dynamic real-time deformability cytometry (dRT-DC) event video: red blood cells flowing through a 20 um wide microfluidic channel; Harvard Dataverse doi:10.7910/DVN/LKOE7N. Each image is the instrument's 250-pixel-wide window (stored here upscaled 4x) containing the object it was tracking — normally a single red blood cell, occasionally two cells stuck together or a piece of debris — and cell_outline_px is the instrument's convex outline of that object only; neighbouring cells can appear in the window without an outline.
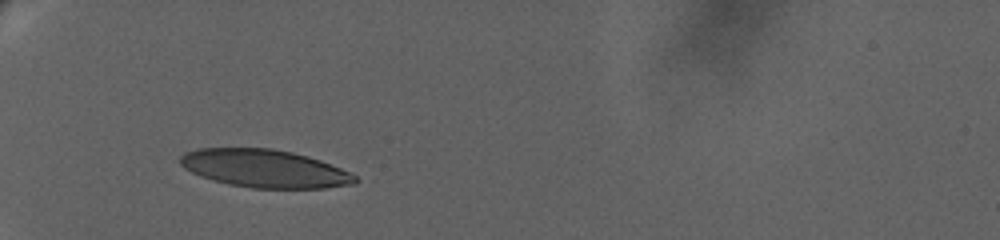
{"species": "human", "species_latin": "Homo sapiens", "temperature_condition": "warm", "stored_images_in_passage": 61, "camera_frame_rate_fps": 3000, "um_per_image_px": 0.085, "donor": {"sex": "female"}, "frame": {"image": 1, "passage_image": 1, "time_ms": 0.0, "image_size_px": [1000, 240], "cell_outline_px": [[360, 180], [356, 184], [324, 188], [252, 188], [212, 180], [200, 176], [184, 168], [180, 164], [180, 156], [184, 152], [196, 148], [272, 148], [292, 152], [308, 156], [320, 160], [352, 172]], "centroid_in_image_um": [22.52, 14.32], "position_along_channel_um": 62.5, "area_um2": 38.9}}
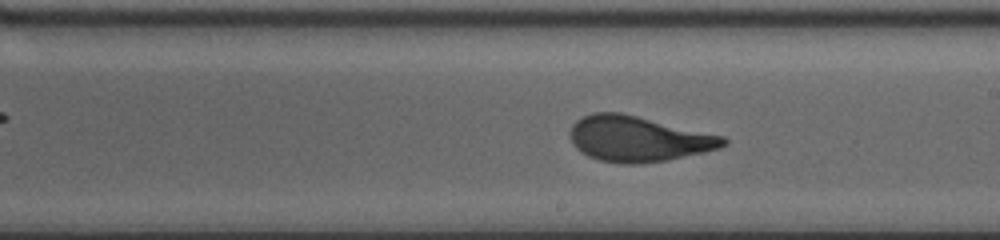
{"frame": {"image": 2, "passage_image": 30, "time_ms": 6.333, "image_size_px": [1000, 240], "cell_outline_px": [[728, 144], [720, 148], [704, 152], [668, 160], [636, 164], [620, 164], [600, 160], [588, 156], [580, 152], [572, 144], [568, 132], [572, 124], [576, 120], [584, 116], [596, 112], [620, 112], [724, 136], [728, 140]], "centroid_in_image_um": [54.23, 11.81], "position_along_channel_um": 234.8, "area_um2": 40.81}}
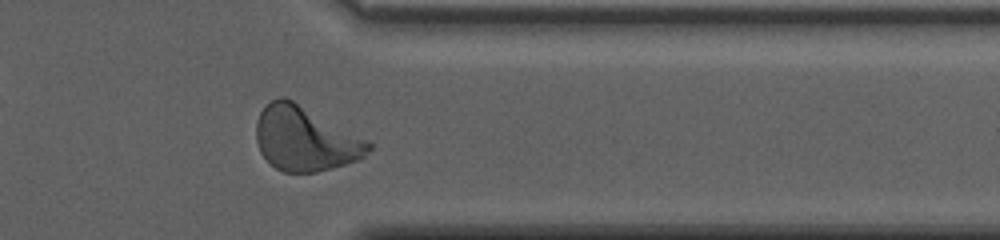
{"frame": {"image": 3, "passage_image": 53, "time_ms": 11.333, "image_size_px": [1000, 240], "cell_outline_px": [[372, 148], [360, 160], [332, 168], [316, 172], [284, 172], [276, 168], [260, 152], [256, 140], [256, 120], [260, 112], [272, 100], [280, 96], [284, 96], [292, 100], [368, 140], [372, 144]], "centroid_in_image_um": [25.94, 11.81], "position_along_channel_um": 385.5, "area_um2": 41.85}, "authors_computed_cell_mechanics": {"area_um2": 40.4022, "velocity_mm_per_s": 3.043, "shape_relaxation_time_tau1_ms": 6.1375, "shape_relaxation_time_tau2_ms": null, "deformation_change_tau1": 0.226, "deformation_change_tau2": null}}